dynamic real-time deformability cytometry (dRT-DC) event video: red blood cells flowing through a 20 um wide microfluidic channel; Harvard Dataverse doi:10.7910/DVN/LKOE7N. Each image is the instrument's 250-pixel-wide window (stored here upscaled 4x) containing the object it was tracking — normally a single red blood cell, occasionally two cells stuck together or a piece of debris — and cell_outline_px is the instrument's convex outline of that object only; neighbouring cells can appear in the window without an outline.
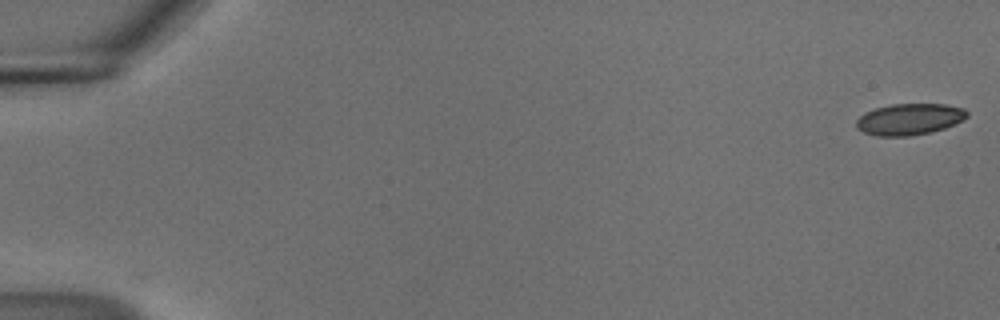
{"species": "common noctule bat (a hibernating species)", "species_latin": "Nyctalus noctula", "temperature_condition": "cold", "stored_images_in_passage": 45, "camera_frame_rate_fps": 3000, "um_per_image_px": 0.085, "animal": {"sex": "male", "body_mass_g": 18.8}, "frame": {"image": 1, "passage_image": 1, "time_ms": 0.0, "image_size_px": [1000, 320], "cell_outline_px": [[968, 116], [944, 128], [928, 132], [908, 136], [876, 136], [864, 132], [856, 128], [856, 120], [864, 112], [876, 108], [892, 104], [944, 104], [964, 108], [968, 112]], "centroid_in_image_um": [77.26, 10.13], "position_along_channel_um": 7.7, "area_um2": 20.06}}
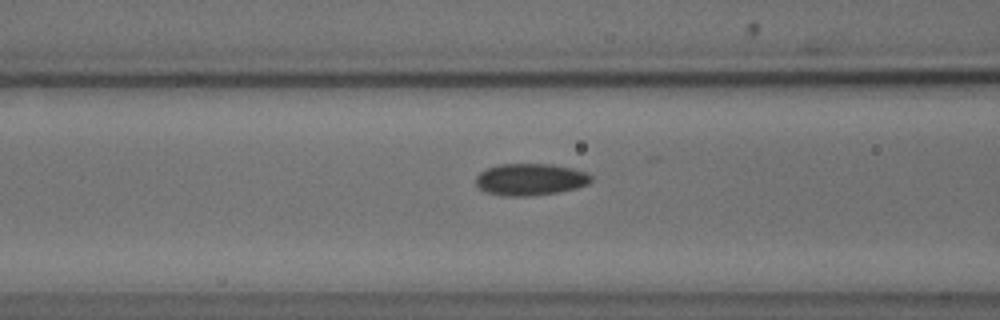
{"frame": {"image": 2, "passage_image": 23, "time_ms": 7.333, "image_size_px": [1000, 320], "cell_outline_px": [[592, 180], [588, 184], [576, 188], [560, 192], [532, 196], [504, 196], [488, 192], [480, 188], [476, 184], [476, 176], [480, 172], [488, 168], [500, 164], [552, 164], [572, 168], [588, 172], [592, 176]], "centroid_in_image_um": [45.12, 15.25], "position_along_channel_um": 121.5, "area_um2": 21.5}}
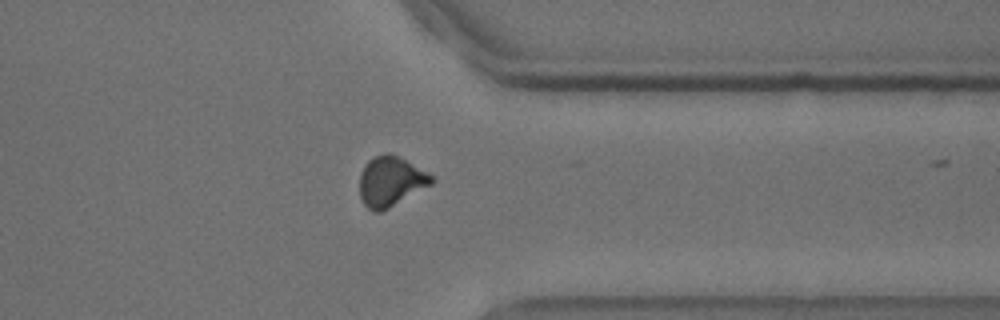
{"frame": {"image": 3, "passage_image": 44, "time_ms": 14.333, "image_size_px": [1000, 320], "cell_outline_px": [[436, 180], [432, 184], [388, 208], [380, 212], [372, 212], [364, 204], [360, 196], [360, 176], [368, 160], [372, 156], [384, 152], [392, 152], [428, 172]], "centroid_in_image_um": [33.21, 15.39], "position_along_channel_um": 378.2, "area_um2": 21.04}}